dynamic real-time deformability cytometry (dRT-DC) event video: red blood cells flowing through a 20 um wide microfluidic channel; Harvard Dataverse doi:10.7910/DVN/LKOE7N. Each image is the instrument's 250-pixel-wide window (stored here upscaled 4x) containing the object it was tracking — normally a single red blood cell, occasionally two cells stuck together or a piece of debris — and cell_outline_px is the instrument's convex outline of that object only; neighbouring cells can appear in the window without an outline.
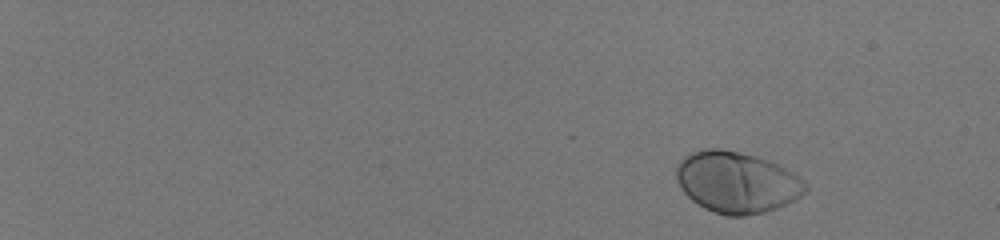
{"species": "human", "species_latin": "Homo sapiens", "temperature_condition": "room temperature", "stored_images_in_passage": 50, "camera_frame_rate_fps": 3000, "um_per_image_px": 0.085, "donor": {"sex": "male"}, "frame": {"image": 1, "passage_image": 1, "time_ms": 0.0, "image_size_px": [1000, 240], "cell_outline_px": [[808, 192], [796, 200], [776, 208], [764, 212], [744, 216], [728, 216], [704, 208], [692, 200], [684, 192], [676, 180], [676, 164], [684, 156], [692, 152], [704, 148], [720, 148], [740, 152], [756, 156], [768, 160], [800, 176], [808, 184]], "centroid_in_image_um": [62.64, 15.48], "position_along_channel_um": 22.4, "area_um2": 46.41}}
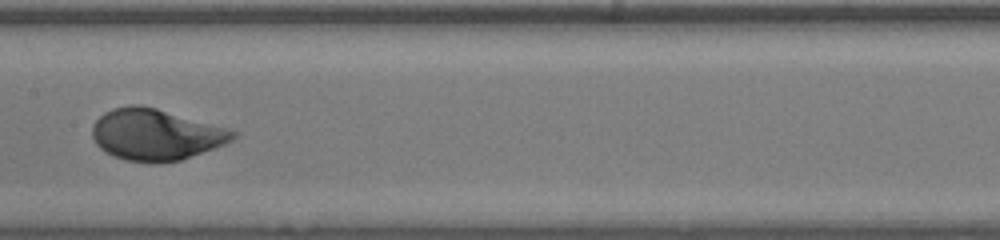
{"frame": {"image": 2, "passage_image": 29, "time_ms": 9.333, "image_size_px": [1000, 240], "cell_outline_px": [[240, 132], [232, 140], [224, 144], [180, 160], [160, 164], [152, 164], [124, 160], [112, 156], [100, 148], [96, 144], [92, 136], [92, 128], [96, 120], [104, 112], [112, 108], [132, 104], [140, 104], [156, 108]], "centroid_in_image_um": [13.2, 11.45], "position_along_channel_um": 194.2, "area_um2": 42.14}}
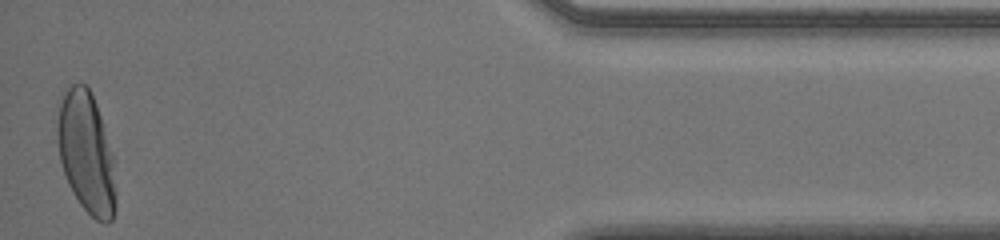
{"frame": {"image": 3, "passage_image": 50, "time_ms": 16.333, "image_size_px": [1000, 240], "cell_outline_px": [[116, 208], [112, 220], [108, 224], [104, 224], [96, 220], [80, 204], [72, 192], [68, 184], [60, 160], [56, 132], [56, 128], [60, 104], [68, 88], [72, 84], [80, 80], [88, 88], [96, 104], [112, 152], [116, 196]], "centroid_in_image_um": [7.34, 13.03], "position_along_channel_um": 427.9, "area_um2": 41.1}, "authors_computed_cell_mechanics": {"area_um2": 42.2229, "velocity_mm_per_s": 4.0115, "shape_relaxation_time_tau1_ms": 2.3373, "shape_relaxation_time_tau2_ms": null, "deformation_change_tau1": 0.1709, "deformation_change_tau2": null}}